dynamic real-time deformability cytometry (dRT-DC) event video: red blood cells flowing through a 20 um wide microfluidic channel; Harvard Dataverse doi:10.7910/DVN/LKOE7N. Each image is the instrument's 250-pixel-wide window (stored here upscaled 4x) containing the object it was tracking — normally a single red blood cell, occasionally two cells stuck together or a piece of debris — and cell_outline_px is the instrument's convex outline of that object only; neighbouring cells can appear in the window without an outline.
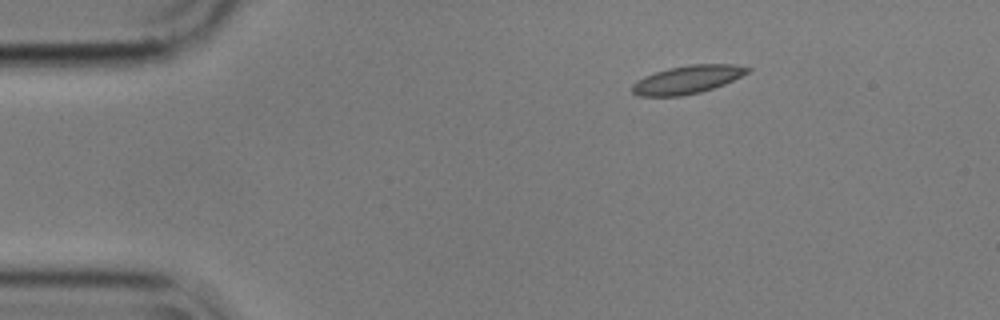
{"species": "common noctule bat (a hibernating species)", "species_latin": "Nyctalus noctula", "temperature_condition": "cold", "stored_images_in_passage": 3, "camera_frame_rate_fps": 3000, "um_per_image_px": 0.085, "animal": {"sex": "male", "body_mass_g": 17.9}, "frame": {"image": 1, "passage_image": 1, "time_ms": 0.0, "image_size_px": [1000, 320], "cell_outline_px": [[752, 68], [748, 72], [724, 84], [700, 92], [680, 96], [640, 96], [632, 92], [632, 84], [636, 80], [644, 76], [668, 68], [692, 64], [736, 64]], "centroid_in_image_um": [58.41, 6.76], "position_along_channel_um": 26.6, "area_um2": 18.79}}